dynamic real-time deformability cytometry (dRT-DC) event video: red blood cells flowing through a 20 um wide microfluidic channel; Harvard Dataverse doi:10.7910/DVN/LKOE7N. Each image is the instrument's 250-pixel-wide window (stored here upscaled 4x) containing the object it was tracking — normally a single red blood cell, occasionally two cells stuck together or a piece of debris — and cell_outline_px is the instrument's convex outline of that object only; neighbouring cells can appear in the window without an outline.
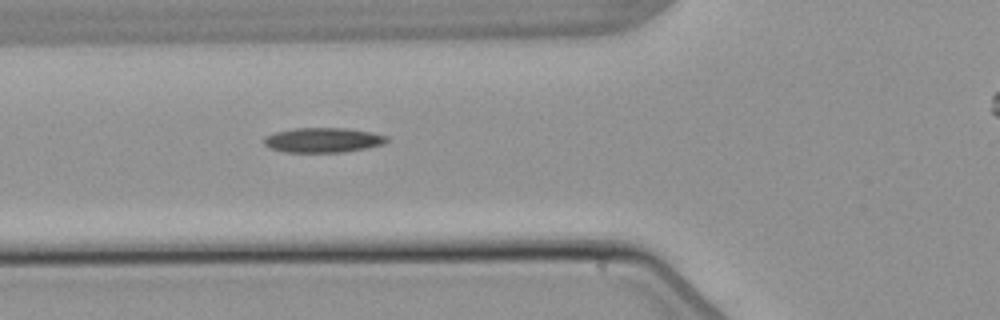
{"species": "common noctule bat (a hibernating species)", "species_latin": "Nyctalus noctula", "temperature_condition": "warm", "stored_images_in_passage": 3, "segment_of_instrument_passage": [1, 2], "camera_frame_rate_fps": 3000, "um_per_image_px": 0.085, "animal": {"sex": "male", "body_mass_g": 21.5, "forearm_length_mm": 52.0}, "frame": {"image": 1, "passage_image": 2, "time_ms": 1.0, "image_size_px": [1000, 320], "cell_outline_px": [[388, 140], [384, 144], [364, 148], [340, 152], [284, 152], [268, 148], [264, 144], [264, 136], [276, 132], [292, 128], [348, 128], [372, 132], [388, 136]], "centroid_in_image_um": [27.43, 11.9], "position_along_channel_um": 98.4, "area_um2": 17.8}}